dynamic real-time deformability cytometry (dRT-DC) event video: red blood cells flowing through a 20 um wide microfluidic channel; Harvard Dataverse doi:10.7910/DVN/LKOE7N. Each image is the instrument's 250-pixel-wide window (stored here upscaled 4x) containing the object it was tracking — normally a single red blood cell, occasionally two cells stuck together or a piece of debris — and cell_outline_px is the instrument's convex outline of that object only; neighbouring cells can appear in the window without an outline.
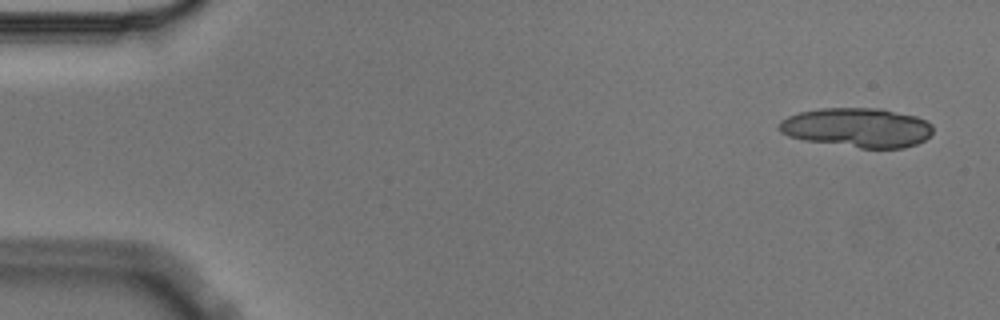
{"species": "Egyptian fruit bat (a non-hibernating species)", "species_latin": "Rousettus aegyptiacus", "temperature_condition": "cold", "stored_images_in_passage": 5, "segment_of_instrument_passage": [1, 2], "camera_frame_rate_fps": 3000, "um_per_image_px": 0.085, "animal": {"sex": "male"}, "frame": {"image": 1, "passage_image": 1, "time_ms": 0.0, "image_size_px": [1000, 320], "cell_outline_px": [[932, 132], [924, 140], [916, 144], [904, 148], [860, 148], [804, 140], [788, 136], [780, 132], [776, 128], [780, 120], [788, 116], [800, 112], [820, 108], [880, 108], [916, 116], [932, 124]], "centroid_in_image_um": [72.83, 10.84], "position_along_channel_um": 12.2, "area_um2": 35.49}}